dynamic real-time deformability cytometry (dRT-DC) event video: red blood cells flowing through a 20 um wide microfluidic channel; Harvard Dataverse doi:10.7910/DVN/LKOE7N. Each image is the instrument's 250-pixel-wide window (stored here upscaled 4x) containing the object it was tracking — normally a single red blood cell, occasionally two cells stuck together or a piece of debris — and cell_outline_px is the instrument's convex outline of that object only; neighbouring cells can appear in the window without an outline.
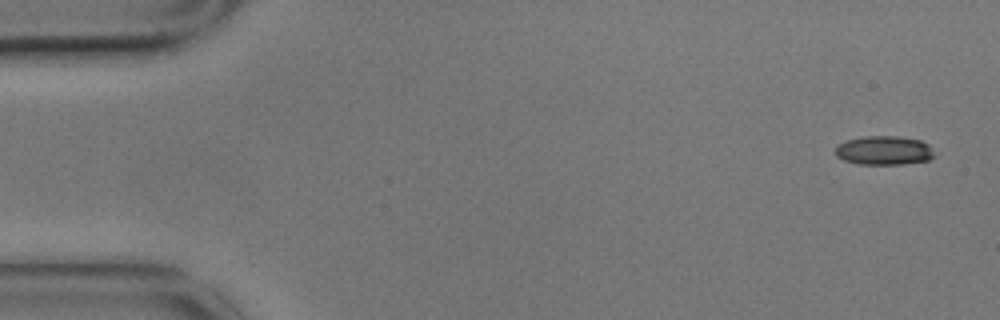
{"species": "common noctule bat (a hibernating species)", "species_latin": "Nyctalus noctula", "temperature_condition": "cold", "stored_images_in_passage": 11, "camera_frame_rate_fps": 3000, "um_per_image_px": 0.085, "animal": {"sex": "male", "body_mass_g": 17.9}, "frame": {"image": 1, "passage_image": 1, "time_ms": 0.0, "image_size_px": [1000, 320], "cell_outline_px": [[932, 156], [928, 160], [904, 164], [860, 164], [844, 160], [836, 156], [836, 148], [840, 144], [848, 140], [864, 136], [896, 136], [920, 140], [928, 144], [932, 152]], "centroid_in_image_um": [75.13, 12.79], "position_along_channel_um": 9.9, "area_um2": 16.42}}
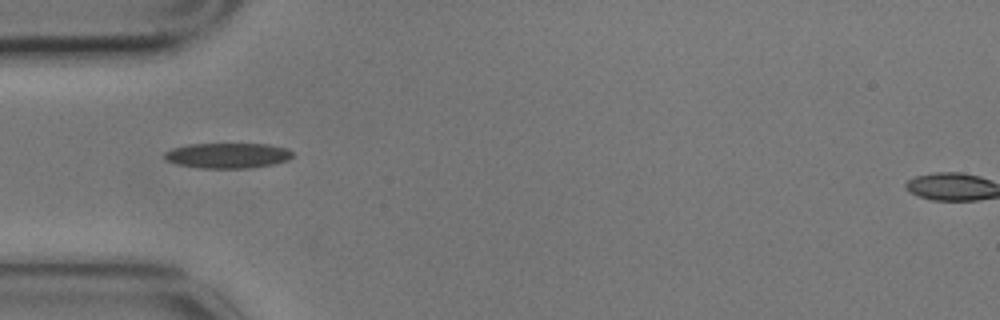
{"frame": {"image": 2, "passage_image": 2, "time_ms": 0.333, "image_size_px": [1000, 320], "cell_outline_px": [[292, 156], [288, 160], [272, 164], [252, 168], [200, 168], [176, 164], [164, 160], [164, 152], [172, 148], [188, 144], [268, 144], [288, 148], [292, 152]], "centroid_in_image_um": [19.32, 13.22], "position_along_channel_um": 65.7, "area_um2": 19.02}}
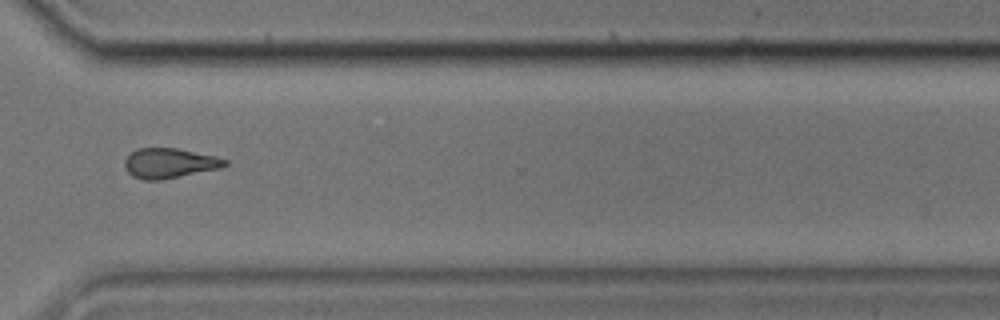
{"frame": {"image": 3, "passage_image": 9, "time_ms": 2.667, "image_size_px": [1000, 320], "cell_outline_px": [[228, 164], [224, 168], [160, 180], [144, 180], [132, 176], [124, 168], [124, 160], [136, 148], [176, 148], [216, 156], [228, 160]], "centroid_in_image_um": [14.43, 13.87], "position_along_channel_um": 356.2, "area_um2": 17.69}}